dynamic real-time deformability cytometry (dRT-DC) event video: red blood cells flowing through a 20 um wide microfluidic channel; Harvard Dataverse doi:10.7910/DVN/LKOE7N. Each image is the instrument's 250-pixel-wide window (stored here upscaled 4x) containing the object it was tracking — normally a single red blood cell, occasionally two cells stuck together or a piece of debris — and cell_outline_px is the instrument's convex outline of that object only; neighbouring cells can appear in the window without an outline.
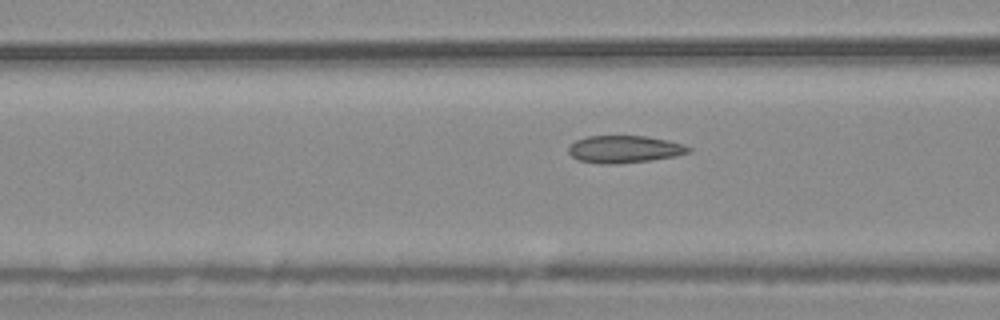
{"species": "common noctule bat (a hibernating species)", "species_latin": "Nyctalus noctula", "temperature_condition": "warm", "stored_images_in_passage": 56, "camera_frame_rate_fps": 3000, "um_per_image_px": 0.085, "animal": {"sex": "male", "body_mass_g": 20.4}, "frame": {"image": 1, "passage_image": 22, "time_ms": 7.0, "image_size_px": [1000, 320], "cell_outline_px": [[692, 152], [676, 156], [652, 160], [616, 164], [604, 164], [580, 160], [572, 156], [568, 152], [568, 148], [576, 140], [588, 136], [648, 136], [668, 140], [684, 144], [692, 148]], "centroid_in_image_um": [53.14, 12.68], "position_along_channel_um": 113.5, "area_um2": 19.19}}
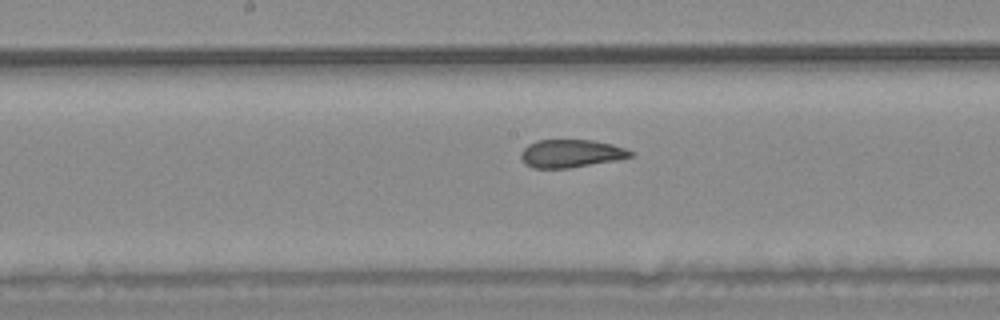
{"frame": {"image": 2, "passage_image": 29, "time_ms": 9.333, "image_size_px": [1000, 320], "cell_outline_px": [[636, 156], [616, 160], [568, 168], [532, 168], [524, 164], [520, 156], [520, 152], [528, 144], [536, 140], [596, 140], [612, 144], [624, 148], [632, 152]], "centroid_in_image_um": [48.51, 13.04], "position_along_channel_um": 199.7, "area_um2": 17.98}}
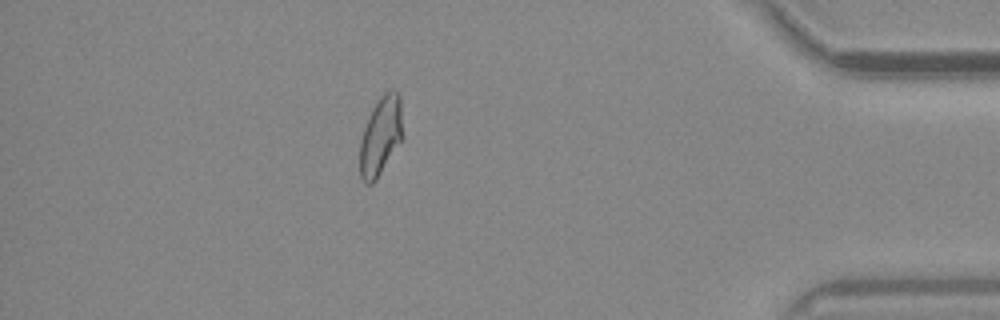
{"frame": {"image": 3, "passage_image": 49, "time_ms": 16.0, "image_size_px": [1000, 320], "cell_outline_px": [[400, 140], [376, 180], [372, 184], [364, 184], [360, 176], [360, 140], [368, 116], [372, 108], [380, 96], [388, 88], [396, 88], [400, 92]], "centroid_in_image_um": [32.31, 11.51], "position_along_channel_um": 402.9, "area_um2": 19.31}, "authors_computed_cell_mechanics": {"area_um2": 19.9988, "velocity_mm_per_s": 3.6864, "shape_relaxation_time_tau1_ms": null, "shape_relaxation_time_tau2_ms": 1.0418, "deformation_change_tau1": null, "deformation_change_tau2": 0.0531}}